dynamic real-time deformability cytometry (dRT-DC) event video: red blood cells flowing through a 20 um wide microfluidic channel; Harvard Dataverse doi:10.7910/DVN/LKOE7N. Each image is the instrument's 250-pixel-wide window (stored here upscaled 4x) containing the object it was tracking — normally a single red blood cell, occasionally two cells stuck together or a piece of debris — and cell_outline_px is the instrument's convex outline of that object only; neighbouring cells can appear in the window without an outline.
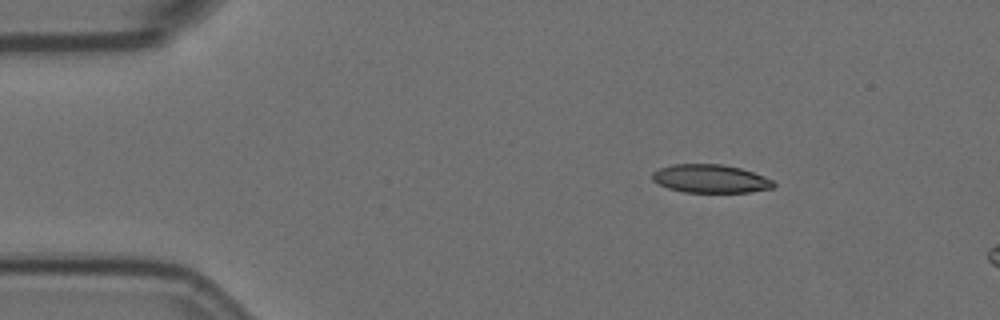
{"species": "Egyptian fruit bat (a non-hibernating species)", "species_latin": "Rousettus aegyptiacus", "temperature_condition": "room temperature", "stored_images_in_passage": 4, "camera_frame_rate_fps": 3000, "um_per_image_px": 0.085, "animal": {"sex": "female"}, "frame": {"image": 1, "passage_image": 1, "time_ms": 0.0, "image_size_px": [1000, 320], "cell_outline_px": [[776, 184], [772, 188], [748, 192], [684, 192], [668, 188], [652, 180], [652, 172], [660, 168], [672, 164], [720, 164], [740, 168], [764, 176], [772, 180]], "centroid_in_image_um": [60.37, 15.19], "position_along_channel_um": 24.6, "area_um2": 19.88}}